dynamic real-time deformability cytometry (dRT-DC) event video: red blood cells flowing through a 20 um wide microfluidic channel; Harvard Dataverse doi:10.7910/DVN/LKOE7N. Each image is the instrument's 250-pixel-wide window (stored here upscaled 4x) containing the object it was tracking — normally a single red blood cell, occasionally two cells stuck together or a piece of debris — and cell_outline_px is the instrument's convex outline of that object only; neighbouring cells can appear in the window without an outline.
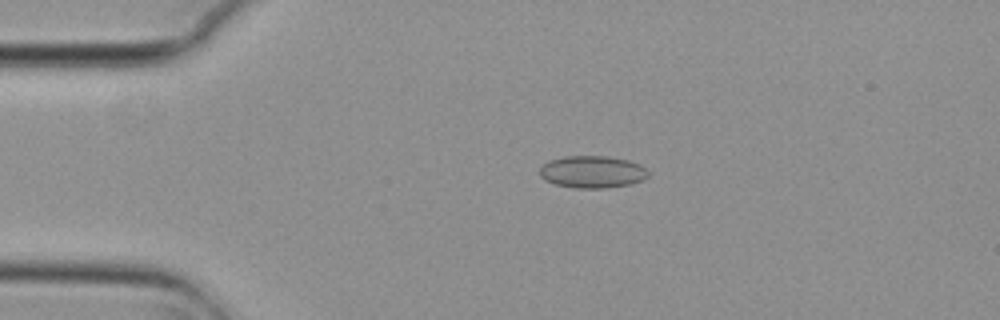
{"species": "common noctule bat (a hibernating species)", "species_latin": "Nyctalus noctula", "temperature_condition": "cold", "stored_images_in_passage": 5, "camera_frame_rate_fps": 3000, "um_per_image_px": 0.085, "animal": {"sex": "female", "body_mass_g": 29.2, "forearm_length_mm": 56.3}, "frame": {"image": 1, "passage_image": 3, "time_ms": 0.667, "image_size_px": [1000, 320], "cell_outline_px": [[648, 176], [644, 180], [628, 184], [604, 188], [572, 188], [556, 184], [544, 180], [540, 176], [540, 168], [544, 164], [552, 160], [564, 156], [604, 156], [628, 160], [640, 164], [648, 172]], "centroid_in_image_um": [50.34, 14.61], "position_along_channel_um": 34.7, "area_um2": 20.23}}